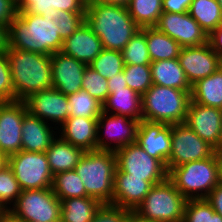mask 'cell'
I'll list each match as a JSON object with an SVG mask.
<instances>
[{
	"label": "cell",
	"mask_w": 222,
	"mask_h": 222,
	"mask_svg": "<svg viewBox=\"0 0 222 222\" xmlns=\"http://www.w3.org/2000/svg\"><path fill=\"white\" fill-rule=\"evenodd\" d=\"M55 19L56 14L18 12L8 28V47L44 55L61 52L63 40Z\"/></svg>",
	"instance_id": "6da1fadb"
},
{
	"label": "cell",
	"mask_w": 222,
	"mask_h": 222,
	"mask_svg": "<svg viewBox=\"0 0 222 222\" xmlns=\"http://www.w3.org/2000/svg\"><path fill=\"white\" fill-rule=\"evenodd\" d=\"M85 22L108 50L122 51L140 30L127 7L115 4L87 3Z\"/></svg>",
	"instance_id": "7a4b0ae2"
},
{
	"label": "cell",
	"mask_w": 222,
	"mask_h": 222,
	"mask_svg": "<svg viewBox=\"0 0 222 222\" xmlns=\"http://www.w3.org/2000/svg\"><path fill=\"white\" fill-rule=\"evenodd\" d=\"M15 100L52 87L51 55L8 47L6 50Z\"/></svg>",
	"instance_id": "3957f363"
},
{
	"label": "cell",
	"mask_w": 222,
	"mask_h": 222,
	"mask_svg": "<svg viewBox=\"0 0 222 222\" xmlns=\"http://www.w3.org/2000/svg\"><path fill=\"white\" fill-rule=\"evenodd\" d=\"M168 179L187 199L206 198L222 181L221 162L217 151L209 158L171 168Z\"/></svg>",
	"instance_id": "277c9868"
},
{
	"label": "cell",
	"mask_w": 222,
	"mask_h": 222,
	"mask_svg": "<svg viewBox=\"0 0 222 222\" xmlns=\"http://www.w3.org/2000/svg\"><path fill=\"white\" fill-rule=\"evenodd\" d=\"M114 151H85L74 170L84 183L89 197L101 204H112L116 170Z\"/></svg>",
	"instance_id": "5b68a950"
},
{
	"label": "cell",
	"mask_w": 222,
	"mask_h": 222,
	"mask_svg": "<svg viewBox=\"0 0 222 222\" xmlns=\"http://www.w3.org/2000/svg\"><path fill=\"white\" fill-rule=\"evenodd\" d=\"M191 91L153 84L142 95V120L166 123H185Z\"/></svg>",
	"instance_id": "8992f818"
},
{
	"label": "cell",
	"mask_w": 222,
	"mask_h": 222,
	"mask_svg": "<svg viewBox=\"0 0 222 222\" xmlns=\"http://www.w3.org/2000/svg\"><path fill=\"white\" fill-rule=\"evenodd\" d=\"M187 201L167 178L153 185L133 212L152 222H183Z\"/></svg>",
	"instance_id": "52a82bcc"
},
{
	"label": "cell",
	"mask_w": 222,
	"mask_h": 222,
	"mask_svg": "<svg viewBox=\"0 0 222 222\" xmlns=\"http://www.w3.org/2000/svg\"><path fill=\"white\" fill-rule=\"evenodd\" d=\"M9 211L23 222L61 221V201L52 188L23 190Z\"/></svg>",
	"instance_id": "ba28073f"
},
{
	"label": "cell",
	"mask_w": 222,
	"mask_h": 222,
	"mask_svg": "<svg viewBox=\"0 0 222 222\" xmlns=\"http://www.w3.org/2000/svg\"><path fill=\"white\" fill-rule=\"evenodd\" d=\"M22 191L52 188L53 174L45 152L19 151L5 159Z\"/></svg>",
	"instance_id": "9c48e42d"
},
{
	"label": "cell",
	"mask_w": 222,
	"mask_h": 222,
	"mask_svg": "<svg viewBox=\"0 0 222 222\" xmlns=\"http://www.w3.org/2000/svg\"><path fill=\"white\" fill-rule=\"evenodd\" d=\"M117 168L130 177L143 178L156 185L168 178L166 166L157 158L150 156L135 142L115 151Z\"/></svg>",
	"instance_id": "30bf717a"
},
{
	"label": "cell",
	"mask_w": 222,
	"mask_h": 222,
	"mask_svg": "<svg viewBox=\"0 0 222 222\" xmlns=\"http://www.w3.org/2000/svg\"><path fill=\"white\" fill-rule=\"evenodd\" d=\"M215 152L186 123L171 125V153L167 161V171L186 162L209 158Z\"/></svg>",
	"instance_id": "8fae6325"
},
{
	"label": "cell",
	"mask_w": 222,
	"mask_h": 222,
	"mask_svg": "<svg viewBox=\"0 0 222 222\" xmlns=\"http://www.w3.org/2000/svg\"><path fill=\"white\" fill-rule=\"evenodd\" d=\"M139 122L125 115L102 111L97 119V150L115 152L135 143Z\"/></svg>",
	"instance_id": "7c38bea8"
},
{
	"label": "cell",
	"mask_w": 222,
	"mask_h": 222,
	"mask_svg": "<svg viewBox=\"0 0 222 222\" xmlns=\"http://www.w3.org/2000/svg\"><path fill=\"white\" fill-rule=\"evenodd\" d=\"M28 112L24 101L0 102V155L5 159L22 150V122Z\"/></svg>",
	"instance_id": "4fadbf2b"
},
{
	"label": "cell",
	"mask_w": 222,
	"mask_h": 222,
	"mask_svg": "<svg viewBox=\"0 0 222 222\" xmlns=\"http://www.w3.org/2000/svg\"><path fill=\"white\" fill-rule=\"evenodd\" d=\"M24 102L31 115L44 120L57 129L69 117L70 105L68 97L54 87L35 92L26 98Z\"/></svg>",
	"instance_id": "5bb4252c"
},
{
	"label": "cell",
	"mask_w": 222,
	"mask_h": 222,
	"mask_svg": "<svg viewBox=\"0 0 222 222\" xmlns=\"http://www.w3.org/2000/svg\"><path fill=\"white\" fill-rule=\"evenodd\" d=\"M154 27L182 47L201 46L208 43V35L188 12H163Z\"/></svg>",
	"instance_id": "9a60e30c"
},
{
	"label": "cell",
	"mask_w": 222,
	"mask_h": 222,
	"mask_svg": "<svg viewBox=\"0 0 222 222\" xmlns=\"http://www.w3.org/2000/svg\"><path fill=\"white\" fill-rule=\"evenodd\" d=\"M177 59L191 86L216 72L222 63V59L212 50L209 43L182 47Z\"/></svg>",
	"instance_id": "2e32d148"
},
{
	"label": "cell",
	"mask_w": 222,
	"mask_h": 222,
	"mask_svg": "<svg viewBox=\"0 0 222 222\" xmlns=\"http://www.w3.org/2000/svg\"><path fill=\"white\" fill-rule=\"evenodd\" d=\"M185 123L216 151H220L222 109L190 100Z\"/></svg>",
	"instance_id": "e0dca14e"
},
{
	"label": "cell",
	"mask_w": 222,
	"mask_h": 222,
	"mask_svg": "<svg viewBox=\"0 0 222 222\" xmlns=\"http://www.w3.org/2000/svg\"><path fill=\"white\" fill-rule=\"evenodd\" d=\"M87 65L62 52L51 55L52 87L68 96L81 90Z\"/></svg>",
	"instance_id": "ac0fdd59"
},
{
	"label": "cell",
	"mask_w": 222,
	"mask_h": 222,
	"mask_svg": "<svg viewBox=\"0 0 222 222\" xmlns=\"http://www.w3.org/2000/svg\"><path fill=\"white\" fill-rule=\"evenodd\" d=\"M136 142L167 168V161L171 153V125L141 120L138 125Z\"/></svg>",
	"instance_id": "d6986e66"
},
{
	"label": "cell",
	"mask_w": 222,
	"mask_h": 222,
	"mask_svg": "<svg viewBox=\"0 0 222 222\" xmlns=\"http://www.w3.org/2000/svg\"><path fill=\"white\" fill-rule=\"evenodd\" d=\"M152 186L149 181L130 177V174L124 173L116 167L112 204L134 211Z\"/></svg>",
	"instance_id": "ffe728a7"
},
{
	"label": "cell",
	"mask_w": 222,
	"mask_h": 222,
	"mask_svg": "<svg viewBox=\"0 0 222 222\" xmlns=\"http://www.w3.org/2000/svg\"><path fill=\"white\" fill-rule=\"evenodd\" d=\"M97 119L69 116L57 129V135L84 151L97 150Z\"/></svg>",
	"instance_id": "44dd1931"
},
{
	"label": "cell",
	"mask_w": 222,
	"mask_h": 222,
	"mask_svg": "<svg viewBox=\"0 0 222 222\" xmlns=\"http://www.w3.org/2000/svg\"><path fill=\"white\" fill-rule=\"evenodd\" d=\"M102 50L101 40L84 22L71 36L63 41L61 52L88 66Z\"/></svg>",
	"instance_id": "7402d4cb"
},
{
	"label": "cell",
	"mask_w": 222,
	"mask_h": 222,
	"mask_svg": "<svg viewBox=\"0 0 222 222\" xmlns=\"http://www.w3.org/2000/svg\"><path fill=\"white\" fill-rule=\"evenodd\" d=\"M21 131L22 150L28 152H46L57 136V128L29 112L24 115Z\"/></svg>",
	"instance_id": "603a6c76"
},
{
	"label": "cell",
	"mask_w": 222,
	"mask_h": 222,
	"mask_svg": "<svg viewBox=\"0 0 222 222\" xmlns=\"http://www.w3.org/2000/svg\"><path fill=\"white\" fill-rule=\"evenodd\" d=\"M84 152L82 148L73 146L57 135L45 152L53 176L73 170Z\"/></svg>",
	"instance_id": "cb8c5ba5"
},
{
	"label": "cell",
	"mask_w": 222,
	"mask_h": 222,
	"mask_svg": "<svg viewBox=\"0 0 222 222\" xmlns=\"http://www.w3.org/2000/svg\"><path fill=\"white\" fill-rule=\"evenodd\" d=\"M142 96L129 87L116 89L103 103V111L142 120Z\"/></svg>",
	"instance_id": "d4e9b609"
},
{
	"label": "cell",
	"mask_w": 222,
	"mask_h": 222,
	"mask_svg": "<svg viewBox=\"0 0 222 222\" xmlns=\"http://www.w3.org/2000/svg\"><path fill=\"white\" fill-rule=\"evenodd\" d=\"M150 67L153 84L184 91L192 90L177 58L151 62Z\"/></svg>",
	"instance_id": "484cf974"
},
{
	"label": "cell",
	"mask_w": 222,
	"mask_h": 222,
	"mask_svg": "<svg viewBox=\"0 0 222 222\" xmlns=\"http://www.w3.org/2000/svg\"><path fill=\"white\" fill-rule=\"evenodd\" d=\"M190 96L194 103L222 109V70L193 84Z\"/></svg>",
	"instance_id": "4316f807"
},
{
	"label": "cell",
	"mask_w": 222,
	"mask_h": 222,
	"mask_svg": "<svg viewBox=\"0 0 222 222\" xmlns=\"http://www.w3.org/2000/svg\"><path fill=\"white\" fill-rule=\"evenodd\" d=\"M146 36L151 62L178 58L182 46L155 27L140 28Z\"/></svg>",
	"instance_id": "83f0119b"
},
{
	"label": "cell",
	"mask_w": 222,
	"mask_h": 222,
	"mask_svg": "<svg viewBox=\"0 0 222 222\" xmlns=\"http://www.w3.org/2000/svg\"><path fill=\"white\" fill-rule=\"evenodd\" d=\"M61 201L60 222H92L98 208L102 205L91 197H74Z\"/></svg>",
	"instance_id": "f1b7e54d"
},
{
	"label": "cell",
	"mask_w": 222,
	"mask_h": 222,
	"mask_svg": "<svg viewBox=\"0 0 222 222\" xmlns=\"http://www.w3.org/2000/svg\"><path fill=\"white\" fill-rule=\"evenodd\" d=\"M188 13L207 35L222 23V12L217 0H193Z\"/></svg>",
	"instance_id": "f546056e"
},
{
	"label": "cell",
	"mask_w": 222,
	"mask_h": 222,
	"mask_svg": "<svg viewBox=\"0 0 222 222\" xmlns=\"http://www.w3.org/2000/svg\"><path fill=\"white\" fill-rule=\"evenodd\" d=\"M162 0H130L127 10L140 27H154L163 13Z\"/></svg>",
	"instance_id": "4dcf8cb0"
},
{
	"label": "cell",
	"mask_w": 222,
	"mask_h": 222,
	"mask_svg": "<svg viewBox=\"0 0 222 222\" xmlns=\"http://www.w3.org/2000/svg\"><path fill=\"white\" fill-rule=\"evenodd\" d=\"M52 190L59 200L88 197L84 183L74 169L54 175Z\"/></svg>",
	"instance_id": "1f68e13d"
},
{
	"label": "cell",
	"mask_w": 222,
	"mask_h": 222,
	"mask_svg": "<svg viewBox=\"0 0 222 222\" xmlns=\"http://www.w3.org/2000/svg\"><path fill=\"white\" fill-rule=\"evenodd\" d=\"M21 192L15 174L5 162L0 168V211H8L16 203Z\"/></svg>",
	"instance_id": "d6a6232c"
},
{
	"label": "cell",
	"mask_w": 222,
	"mask_h": 222,
	"mask_svg": "<svg viewBox=\"0 0 222 222\" xmlns=\"http://www.w3.org/2000/svg\"><path fill=\"white\" fill-rule=\"evenodd\" d=\"M67 97L70 105L69 116L98 118L103 111V104L86 91L80 90Z\"/></svg>",
	"instance_id": "836d02e7"
},
{
	"label": "cell",
	"mask_w": 222,
	"mask_h": 222,
	"mask_svg": "<svg viewBox=\"0 0 222 222\" xmlns=\"http://www.w3.org/2000/svg\"><path fill=\"white\" fill-rule=\"evenodd\" d=\"M88 66L103 78L110 79L124 70L125 63L121 51L103 49Z\"/></svg>",
	"instance_id": "e575fe53"
},
{
	"label": "cell",
	"mask_w": 222,
	"mask_h": 222,
	"mask_svg": "<svg viewBox=\"0 0 222 222\" xmlns=\"http://www.w3.org/2000/svg\"><path fill=\"white\" fill-rule=\"evenodd\" d=\"M125 65H150L145 33L140 29L121 51Z\"/></svg>",
	"instance_id": "d590c367"
},
{
	"label": "cell",
	"mask_w": 222,
	"mask_h": 222,
	"mask_svg": "<svg viewBox=\"0 0 222 222\" xmlns=\"http://www.w3.org/2000/svg\"><path fill=\"white\" fill-rule=\"evenodd\" d=\"M123 73L127 87L141 96L153 85L150 65H125Z\"/></svg>",
	"instance_id": "8d00e7d4"
},
{
	"label": "cell",
	"mask_w": 222,
	"mask_h": 222,
	"mask_svg": "<svg viewBox=\"0 0 222 222\" xmlns=\"http://www.w3.org/2000/svg\"><path fill=\"white\" fill-rule=\"evenodd\" d=\"M81 90L104 103L109 95L107 79L103 78L91 67L87 66L83 74Z\"/></svg>",
	"instance_id": "74e56055"
},
{
	"label": "cell",
	"mask_w": 222,
	"mask_h": 222,
	"mask_svg": "<svg viewBox=\"0 0 222 222\" xmlns=\"http://www.w3.org/2000/svg\"><path fill=\"white\" fill-rule=\"evenodd\" d=\"M214 213L206 198L188 199L183 222H210V216Z\"/></svg>",
	"instance_id": "f35d334b"
},
{
	"label": "cell",
	"mask_w": 222,
	"mask_h": 222,
	"mask_svg": "<svg viewBox=\"0 0 222 222\" xmlns=\"http://www.w3.org/2000/svg\"><path fill=\"white\" fill-rule=\"evenodd\" d=\"M55 21L56 27L60 29V37L64 41L85 22V13L56 11Z\"/></svg>",
	"instance_id": "ab89813d"
},
{
	"label": "cell",
	"mask_w": 222,
	"mask_h": 222,
	"mask_svg": "<svg viewBox=\"0 0 222 222\" xmlns=\"http://www.w3.org/2000/svg\"><path fill=\"white\" fill-rule=\"evenodd\" d=\"M15 101L14 87L7 53H0V102Z\"/></svg>",
	"instance_id": "60d3db41"
},
{
	"label": "cell",
	"mask_w": 222,
	"mask_h": 222,
	"mask_svg": "<svg viewBox=\"0 0 222 222\" xmlns=\"http://www.w3.org/2000/svg\"><path fill=\"white\" fill-rule=\"evenodd\" d=\"M132 211L114 204H102L96 211L92 222H126Z\"/></svg>",
	"instance_id": "b9f144b4"
},
{
	"label": "cell",
	"mask_w": 222,
	"mask_h": 222,
	"mask_svg": "<svg viewBox=\"0 0 222 222\" xmlns=\"http://www.w3.org/2000/svg\"><path fill=\"white\" fill-rule=\"evenodd\" d=\"M17 15L16 0H0V25L9 28Z\"/></svg>",
	"instance_id": "7bdbcfd3"
},
{
	"label": "cell",
	"mask_w": 222,
	"mask_h": 222,
	"mask_svg": "<svg viewBox=\"0 0 222 222\" xmlns=\"http://www.w3.org/2000/svg\"><path fill=\"white\" fill-rule=\"evenodd\" d=\"M87 0H53L55 11L86 13Z\"/></svg>",
	"instance_id": "ee69618b"
},
{
	"label": "cell",
	"mask_w": 222,
	"mask_h": 222,
	"mask_svg": "<svg viewBox=\"0 0 222 222\" xmlns=\"http://www.w3.org/2000/svg\"><path fill=\"white\" fill-rule=\"evenodd\" d=\"M193 0H162L163 12L186 13Z\"/></svg>",
	"instance_id": "f6af8a7d"
},
{
	"label": "cell",
	"mask_w": 222,
	"mask_h": 222,
	"mask_svg": "<svg viewBox=\"0 0 222 222\" xmlns=\"http://www.w3.org/2000/svg\"><path fill=\"white\" fill-rule=\"evenodd\" d=\"M26 11L41 16L44 14L48 16L56 14V11L53 9V0H36Z\"/></svg>",
	"instance_id": "bcb514c9"
},
{
	"label": "cell",
	"mask_w": 222,
	"mask_h": 222,
	"mask_svg": "<svg viewBox=\"0 0 222 222\" xmlns=\"http://www.w3.org/2000/svg\"><path fill=\"white\" fill-rule=\"evenodd\" d=\"M206 200L213 210L222 216V181L211 190Z\"/></svg>",
	"instance_id": "7dc6e473"
},
{
	"label": "cell",
	"mask_w": 222,
	"mask_h": 222,
	"mask_svg": "<svg viewBox=\"0 0 222 222\" xmlns=\"http://www.w3.org/2000/svg\"><path fill=\"white\" fill-rule=\"evenodd\" d=\"M212 50L222 59V23L208 35Z\"/></svg>",
	"instance_id": "c3c4849f"
},
{
	"label": "cell",
	"mask_w": 222,
	"mask_h": 222,
	"mask_svg": "<svg viewBox=\"0 0 222 222\" xmlns=\"http://www.w3.org/2000/svg\"><path fill=\"white\" fill-rule=\"evenodd\" d=\"M109 94L113 93L116 89L127 87L126 78L123 71L116 74L114 78L107 79Z\"/></svg>",
	"instance_id": "681fc988"
},
{
	"label": "cell",
	"mask_w": 222,
	"mask_h": 222,
	"mask_svg": "<svg viewBox=\"0 0 222 222\" xmlns=\"http://www.w3.org/2000/svg\"><path fill=\"white\" fill-rule=\"evenodd\" d=\"M8 49V28L0 25V53Z\"/></svg>",
	"instance_id": "f907efd6"
},
{
	"label": "cell",
	"mask_w": 222,
	"mask_h": 222,
	"mask_svg": "<svg viewBox=\"0 0 222 222\" xmlns=\"http://www.w3.org/2000/svg\"><path fill=\"white\" fill-rule=\"evenodd\" d=\"M0 222H23L21 219L15 217L9 210L0 211Z\"/></svg>",
	"instance_id": "816d5d0a"
},
{
	"label": "cell",
	"mask_w": 222,
	"mask_h": 222,
	"mask_svg": "<svg viewBox=\"0 0 222 222\" xmlns=\"http://www.w3.org/2000/svg\"><path fill=\"white\" fill-rule=\"evenodd\" d=\"M130 0H87V3H107L127 7Z\"/></svg>",
	"instance_id": "f5cc1de1"
},
{
	"label": "cell",
	"mask_w": 222,
	"mask_h": 222,
	"mask_svg": "<svg viewBox=\"0 0 222 222\" xmlns=\"http://www.w3.org/2000/svg\"><path fill=\"white\" fill-rule=\"evenodd\" d=\"M36 0H16L17 11H26Z\"/></svg>",
	"instance_id": "db71d44e"
},
{
	"label": "cell",
	"mask_w": 222,
	"mask_h": 222,
	"mask_svg": "<svg viewBox=\"0 0 222 222\" xmlns=\"http://www.w3.org/2000/svg\"><path fill=\"white\" fill-rule=\"evenodd\" d=\"M126 222H152V221L145 220V219L139 217L135 212L132 211L128 215Z\"/></svg>",
	"instance_id": "11a10c76"
},
{
	"label": "cell",
	"mask_w": 222,
	"mask_h": 222,
	"mask_svg": "<svg viewBox=\"0 0 222 222\" xmlns=\"http://www.w3.org/2000/svg\"><path fill=\"white\" fill-rule=\"evenodd\" d=\"M210 222H222V216L215 212L212 216H210Z\"/></svg>",
	"instance_id": "9f6ffc18"
},
{
	"label": "cell",
	"mask_w": 222,
	"mask_h": 222,
	"mask_svg": "<svg viewBox=\"0 0 222 222\" xmlns=\"http://www.w3.org/2000/svg\"><path fill=\"white\" fill-rule=\"evenodd\" d=\"M219 158H220V162H221V175H222V150L217 151Z\"/></svg>",
	"instance_id": "6f0895ef"
},
{
	"label": "cell",
	"mask_w": 222,
	"mask_h": 222,
	"mask_svg": "<svg viewBox=\"0 0 222 222\" xmlns=\"http://www.w3.org/2000/svg\"><path fill=\"white\" fill-rule=\"evenodd\" d=\"M5 163V158L0 155V168Z\"/></svg>",
	"instance_id": "680465c9"
},
{
	"label": "cell",
	"mask_w": 222,
	"mask_h": 222,
	"mask_svg": "<svg viewBox=\"0 0 222 222\" xmlns=\"http://www.w3.org/2000/svg\"><path fill=\"white\" fill-rule=\"evenodd\" d=\"M220 150H222V126H221V136H220Z\"/></svg>",
	"instance_id": "91938a15"
},
{
	"label": "cell",
	"mask_w": 222,
	"mask_h": 222,
	"mask_svg": "<svg viewBox=\"0 0 222 222\" xmlns=\"http://www.w3.org/2000/svg\"><path fill=\"white\" fill-rule=\"evenodd\" d=\"M219 5H220V8H221V12H222V0H217Z\"/></svg>",
	"instance_id": "94428289"
}]
</instances>
